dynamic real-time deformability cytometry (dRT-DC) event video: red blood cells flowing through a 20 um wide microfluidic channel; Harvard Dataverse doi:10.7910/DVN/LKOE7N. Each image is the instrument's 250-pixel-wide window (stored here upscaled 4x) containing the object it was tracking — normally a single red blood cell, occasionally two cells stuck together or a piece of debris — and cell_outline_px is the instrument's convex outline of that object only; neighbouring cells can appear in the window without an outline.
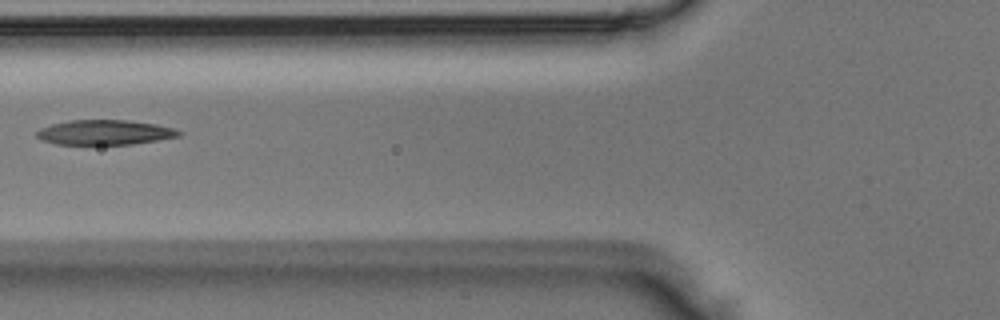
{"species": "Egyptian fruit bat (a non-hibernating species)", "species_latin": "Rousettus aegyptiacus", "temperature_condition": "room temperature", "stored_images_in_passage": 6, "camera_frame_rate_fps": 3000, "um_per_image_px": 0.085, "animal": {"sex": "male"}, "frame": {"image": 1, "passage_image": 6, "time_ms": 1.667, "image_size_px": [1000, 320], "cell_outline_px": [[184, 132], [180, 136], [132, 144], [56, 144], [40, 140], [36, 136], [36, 132], [40, 128], [52, 124], [68, 120], [128, 120], [156, 124], [172, 128]], "centroid_in_image_um": [8.88, 11.25], "position_along_channel_um": 116.9, "area_um2": 20.58}}